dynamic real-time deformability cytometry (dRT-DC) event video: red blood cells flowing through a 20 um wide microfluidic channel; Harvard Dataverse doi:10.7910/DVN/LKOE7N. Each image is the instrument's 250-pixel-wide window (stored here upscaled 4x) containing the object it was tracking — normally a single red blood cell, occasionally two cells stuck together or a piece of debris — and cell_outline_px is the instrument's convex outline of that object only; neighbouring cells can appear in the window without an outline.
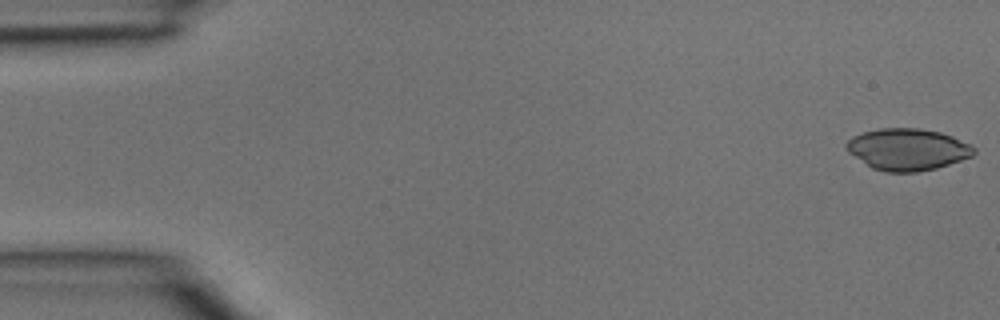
{"species": "common noctule bat (a hibernating species)", "species_latin": "Nyctalus noctula", "temperature_condition": "room temperature", "stored_images_in_passage": 5, "segment_of_instrument_passage": [1, 2], "camera_frame_rate_fps": 3000, "um_per_image_px": 0.085, "animal": {"sex": "male", "body_mass_g": 15.6}, "frame": {"image": 1, "passage_image": 1, "time_ms": 0.0, "image_size_px": [1000, 320], "cell_outline_px": [[976, 152], [972, 156], [936, 168], [916, 172], [884, 172], [872, 168], [848, 152], [844, 144], [852, 136], [864, 132], [880, 128], [920, 128], [940, 132], [952, 136], [972, 144], [976, 148]], "centroid_in_image_um": [77.15, 12.69], "position_along_channel_um": 7.9, "area_um2": 31.1}}